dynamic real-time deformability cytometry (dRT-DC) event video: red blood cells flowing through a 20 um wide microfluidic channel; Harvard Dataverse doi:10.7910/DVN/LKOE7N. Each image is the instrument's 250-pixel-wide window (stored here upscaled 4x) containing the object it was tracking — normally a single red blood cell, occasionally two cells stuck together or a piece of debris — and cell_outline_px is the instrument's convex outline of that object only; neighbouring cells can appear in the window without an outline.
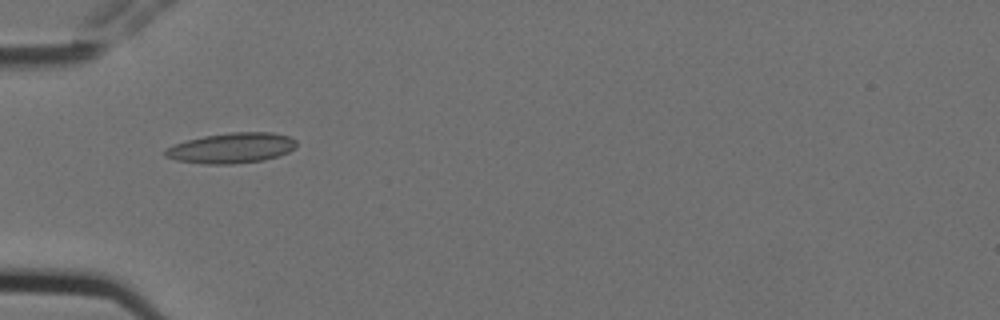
{"species": "Egyptian fruit bat (a non-hibernating species)", "species_latin": "Rousettus aegyptiacus", "temperature_condition": "cold", "stored_images_in_passage": 4, "camera_frame_rate_fps": 3000, "um_per_image_px": 0.085, "animal": {"sex": "female"}, "frame": {"image": 1, "passage_image": 3, "time_ms": 0.667, "image_size_px": [1000, 320], "cell_outline_px": [[296, 148], [288, 152], [264, 160], [232, 164], [204, 164], [176, 160], [164, 156], [164, 148], [188, 140], [204, 136], [232, 132], [272, 132], [288, 136], [296, 140]], "centroid_in_image_um": [19.68, 12.58], "position_along_channel_um": 65.3, "area_um2": 23.18}}
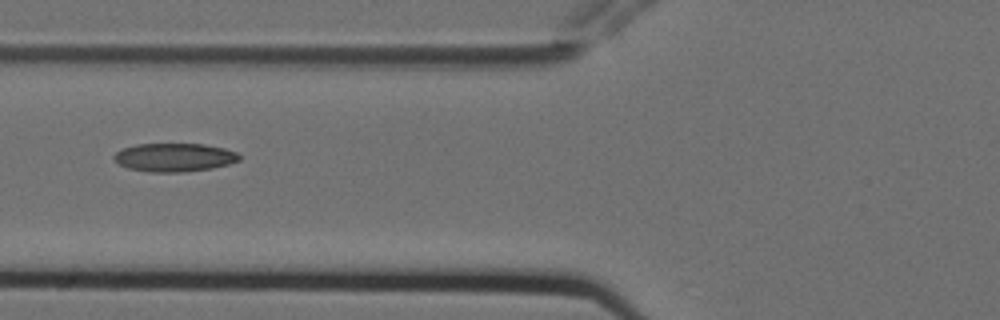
{"frame": {"image": 2, "passage_image": 4, "time_ms": 1.0, "image_size_px": [1000, 320], "cell_outline_px": [[240, 160], [228, 164], [212, 168], [180, 172], [152, 172], [128, 168], [120, 164], [112, 156], [116, 152], [124, 148], [136, 144], [204, 144], [224, 148], [236, 152], [240, 156]], "centroid_in_image_um": [14.83, 13.37], "position_along_channel_um": 111.0, "area_um2": 20.58}}